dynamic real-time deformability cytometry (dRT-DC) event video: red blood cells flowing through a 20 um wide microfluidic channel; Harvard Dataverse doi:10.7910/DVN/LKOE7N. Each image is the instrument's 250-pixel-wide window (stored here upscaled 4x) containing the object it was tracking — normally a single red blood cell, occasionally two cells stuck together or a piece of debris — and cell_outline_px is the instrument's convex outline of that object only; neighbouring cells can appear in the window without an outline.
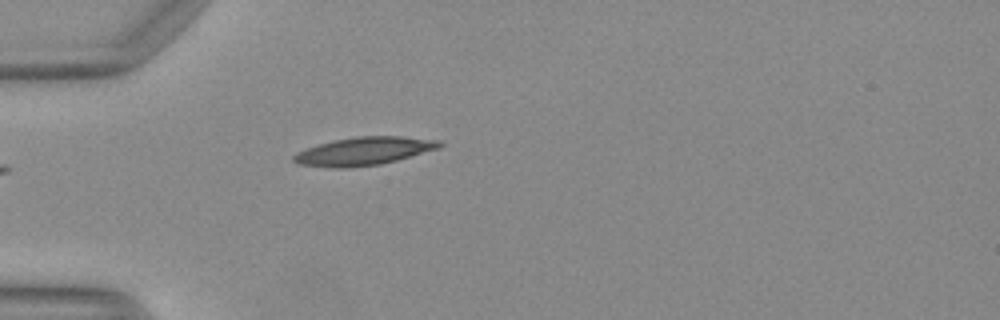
{"species": "Egyptian fruit bat (a non-hibernating species)", "species_latin": "Rousettus aegyptiacus", "temperature_condition": "warm", "stored_images_in_passage": 23, "camera_frame_rate_fps": 3000, "um_per_image_px": 0.085, "animal": {"sex": "female"}, "frame": {"image": 1, "passage_image": 1, "time_ms": 0.0, "image_size_px": [1000, 320], "cell_outline_px": [[444, 144], [440, 148], [396, 160], [380, 164], [344, 168], [332, 168], [300, 164], [292, 160], [292, 156], [296, 152], [304, 148], [332, 140], [356, 136], [400, 136], [440, 140]], "centroid_in_image_um": [30.91, 12.84], "position_along_channel_um": 54.1, "area_um2": 23.99}}
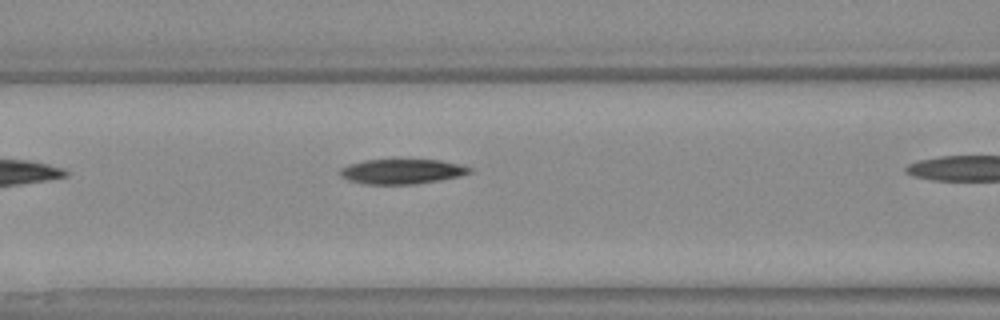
{"frame": {"image": 2, "passage_image": 4, "time_ms": 1.0, "image_size_px": [1000, 320], "cell_outline_px": [[472, 172], [460, 176], [440, 180], [412, 184], [364, 184], [348, 180], [340, 176], [340, 168], [348, 164], [364, 160], [440, 160], [460, 164], [472, 168]], "centroid_in_image_um": [34.15, 14.57], "position_along_channel_um": 132.4, "area_um2": 18.79}}
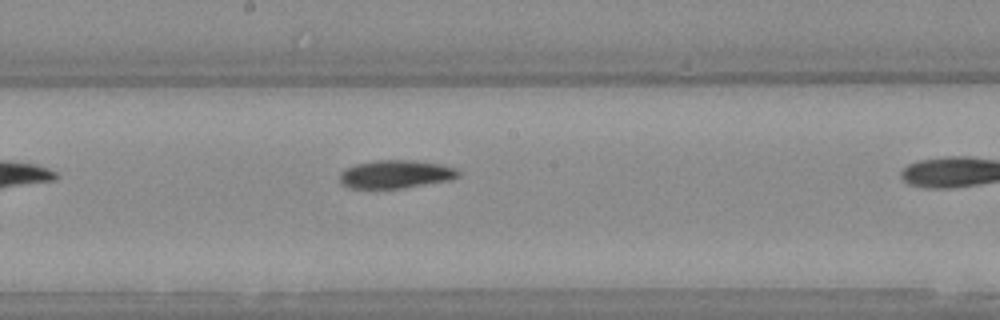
{"frame": {"image": 3, "passage_image": 10, "time_ms": 3.0, "image_size_px": [1000, 320], "cell_outline_px": [[460, 176], [448, 180], [400, 188], [352, 188], [344, 184], [340, 180], [340, 172], [344, 168], [352, 164], [376, 160], [416, 160], [440, 164], [456, 168], [460, 172]], "centroid_in_image_um": [33.61, 14.78], "position_along_channel_um": 214.6, "area_um2": 19.42}}